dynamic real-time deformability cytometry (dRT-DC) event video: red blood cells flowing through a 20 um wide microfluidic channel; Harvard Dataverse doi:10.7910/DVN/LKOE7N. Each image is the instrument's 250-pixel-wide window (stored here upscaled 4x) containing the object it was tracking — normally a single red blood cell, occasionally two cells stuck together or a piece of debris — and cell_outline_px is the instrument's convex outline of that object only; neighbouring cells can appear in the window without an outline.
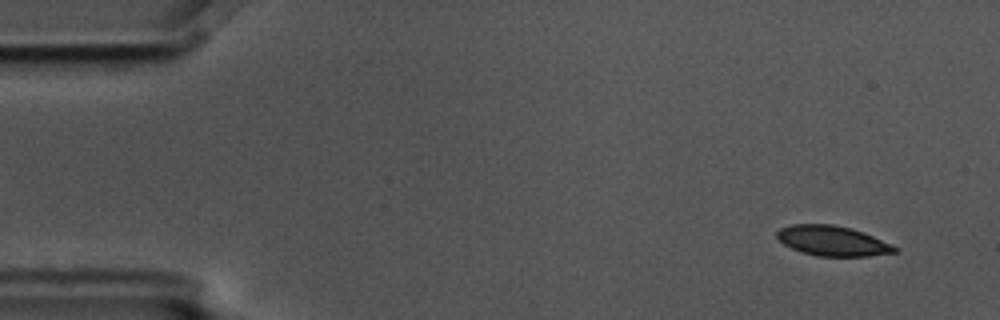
{"species": "common noctule bat (a hibernating species)", "species_latin": "Nyctalus noctula", "temperature_condition": "cold", "stored_images_in_passage": 5, "segment_of_instrument_passage": [2, 2], "camera_frame_rate_fps": 3000, "um_per_image_px": 0.085, "animal": {"sex": "male", "body_mass_g": 17.5, "forearm_length_mm": 52.3}, "frame": {"image": 1, "passage_image": 5, "time_ms": 1.333, "image_size_px": [1000, 320], "cell_outline_px": [[896, 252], [868, 256], [816, 256], [792, 248], [784, 244], [776, 236], [776, 232], [780, 228], [792, 224], [832, 224], [852, 228], [864, 232], [892, 244], [896, 248]], "centroid_in_image_um": [70.76, 20.46], "position_along_channel_um": 14.2, "area_um2": 20.52}}